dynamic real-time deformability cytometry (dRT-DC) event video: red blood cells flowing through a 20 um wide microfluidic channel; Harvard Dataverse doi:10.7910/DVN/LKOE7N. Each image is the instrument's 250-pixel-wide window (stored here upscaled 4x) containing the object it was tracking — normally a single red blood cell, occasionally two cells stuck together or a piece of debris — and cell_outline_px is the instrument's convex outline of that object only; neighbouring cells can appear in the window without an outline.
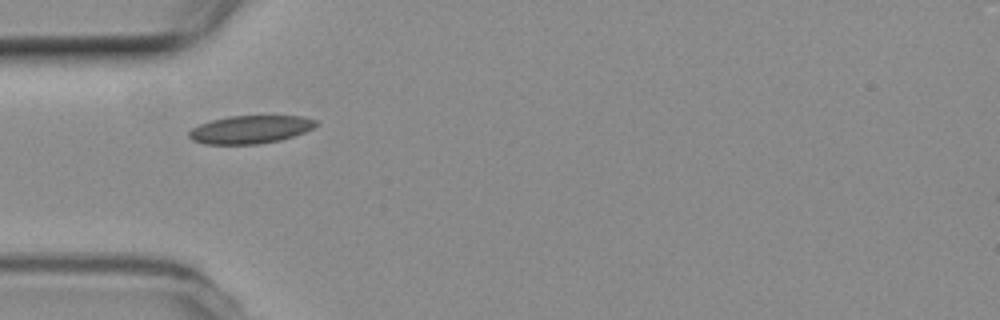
{"species": "common noctule bat (a hibernating species)", "species_latin": "Nyctalus noctula", "temperature_condition": "room temperature", "stored_images_in_passage": 32, "camera_frame_rate_fps": 3000, "um_per_image_px": 0.085, "animal": {"sex": "female", "body_mass_g": 19.3, "forearm_length_mm": 54.1}, "frame": {"image": 1, "passage_image": 1, "time_ms": 0.0, "image_size_px": [1000, 320], "cell_outline_px": [[320, 124], [304, 132], [280, 140], [256, 144], [204, 144], [192, 140], [188, 136], [188, 132], [192, 128], [200, 124], [212, 120], [228, 116], [300, 116], [316, 120]], "centroid_in_image_um": [21.26, 11.0], "position_along_channel_um": 63.7, "area_um2": 20.63}}
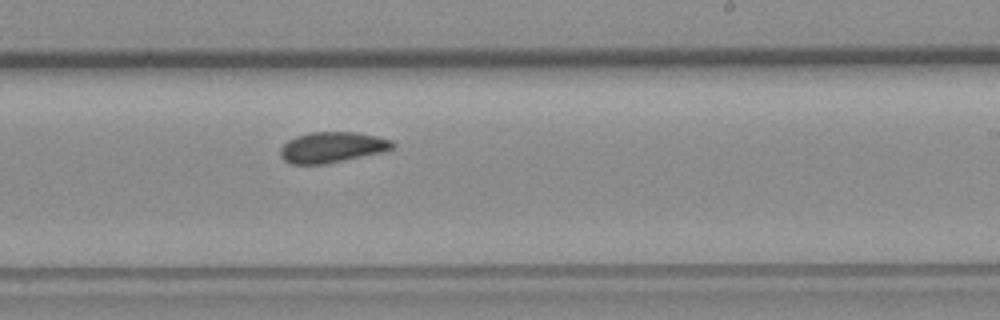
{"frame": {"image": 2, "passage_image": 17, "time_ms": 5.333, "image_size_px": [1000, 320], "cell_outline_px": [[396, 144], [392, 148], [384, 152], [324, 164], [292, 164], [284, 160], [280, 156], [280, 148], [288, 140], [296, 136], [312, 132], [356, 132], [376, 136], [392, 140]], "centroid_in_image_um": [28.23, 12.52], "position_along_channel_um": 260.8, "area_um2": 20.06}}
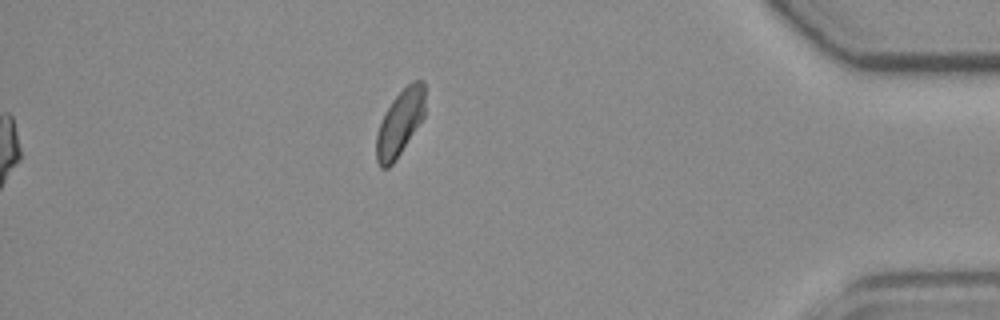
{"frame": {"image": 3, "passage_image": 32, "time_ms": 10.333, "image_size_px": [1000, 320], "cell_outline_px": [[424, 116], [392, 164], [388, 168], [380, 168], [376, 160], [376, 136], [380, 124], [392, 100], [412, 80], [424, 80]], "centroid_in_image_um": [33.98, 10.44], "position_along_channel_um": 401.2, "area_um2": 18.21}, "authors_computed_cell_mechanics": {"area_um2": 20.0277, "velocity_mm_per_s": 3.7183, "shape_relaxation_time_tau1_ms": null, "shape_relaxation_time_tau2_ms": 2.4728, "deformation_change_tau1": null, "deformation_change_tau2": 0.0554}}